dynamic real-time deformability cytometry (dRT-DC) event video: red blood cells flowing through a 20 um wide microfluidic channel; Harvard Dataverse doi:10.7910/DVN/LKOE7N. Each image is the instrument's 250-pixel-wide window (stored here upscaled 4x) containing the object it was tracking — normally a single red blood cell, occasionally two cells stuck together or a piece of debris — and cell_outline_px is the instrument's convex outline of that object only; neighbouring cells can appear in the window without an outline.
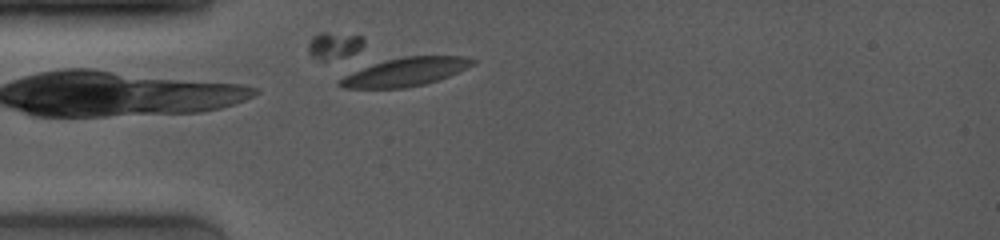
{"species": "common noctule bat (a hibernating species)", "species_latin": "Nyctalus noctula", "temperature_condition": "room temperature", "stored_images_in_passage": 2, "camera_frame_rate_fps": 4000, "um_per_image_px": 0.085, "animal": {"sex": "female", "body_mass_g": 19.0, "forearm_length_mm": 53.3}, "frame": {"image": 1, "passage_image": 2, "time_ms": 0.25, "image_size_px": [1000, 240], "cell_outline_px": [[476, 64], [448, 76], [424, 84], [404, 88], [344, 88], [336, 84], [344, 76], [372, 64], [384, 60], [404, 56], [464, 56], [476, 60]], "centroid_in_image_um": [34.48, 6.11], "position_along_channel_um": 50.5, "area_um2": 21.73}}